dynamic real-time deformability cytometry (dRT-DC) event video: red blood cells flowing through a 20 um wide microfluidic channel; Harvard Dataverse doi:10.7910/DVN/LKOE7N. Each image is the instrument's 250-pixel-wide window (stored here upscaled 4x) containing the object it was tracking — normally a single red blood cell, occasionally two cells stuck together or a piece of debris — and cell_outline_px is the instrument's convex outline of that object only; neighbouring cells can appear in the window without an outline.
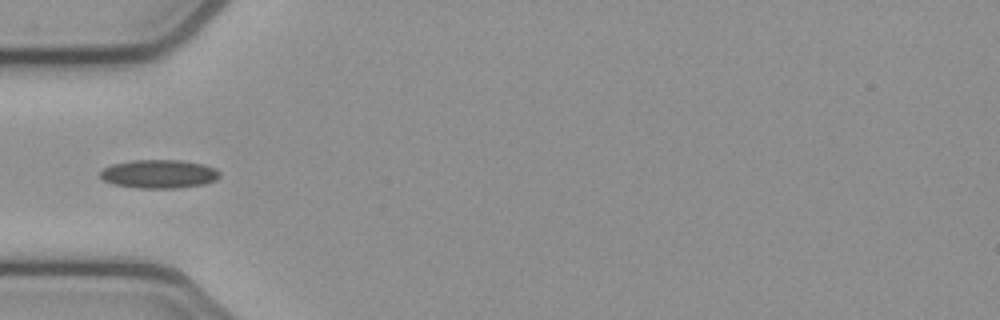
{"species": "common noctule bat (a hibernating species)", "species_latin": "Nyctalus noctula", "temperature_condition": "cold", "stored_images_in_passage": 5, "camera_frame_rate_fps": 3000, "um_per_image_px": 0.085, "animal": {"sex": "female", "body_mass_g": 21.9}, "frame": {"image": 1, "passage_image": 5, "time_ms": 1.333, "image_size_px": [1000, 320], "cell_outline_px": [[220, 176], [216, 180], [204, 184], [180, 188], [136, 188], [112, 184], [104, 180], [100, 176], [100, 172], [104, 168], [112, 164], [132, 160], [180, 160], [204, 164], [216, 168], [220, 172]], "centroid_in_image_um": [13.53, 14.79], "position_along_channel_um": 71.5, "area_um2": 20.06}}